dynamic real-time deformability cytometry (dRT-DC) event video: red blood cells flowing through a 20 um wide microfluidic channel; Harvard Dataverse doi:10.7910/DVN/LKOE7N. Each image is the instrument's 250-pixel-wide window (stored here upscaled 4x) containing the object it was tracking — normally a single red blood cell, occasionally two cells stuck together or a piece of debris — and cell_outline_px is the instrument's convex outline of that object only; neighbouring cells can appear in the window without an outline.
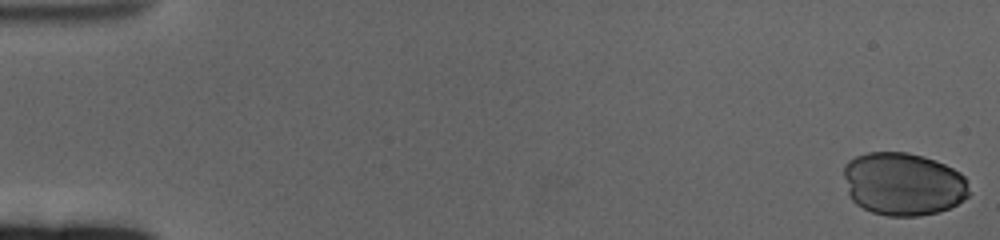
{"species": "human", "species_latin": "Homo sapiens", "temperature_condition": "cold", "stored_images_in_passage": 55, "camera_frame_rate_fps": 3000, "um_per_image_px": 0.085, "donor": {"sex": "female"}, "frame": {"image": 1, "passage_image": 1, "time_ms": 0.0, "image_size_px": [1000, 240], "cell_outline_px": [[968, 196], [956, 204], [948, 208], [936, 212], [920, 216], [888, 216], [872, 212], [856, 204], [852, 200], [848, 192], [844, 176], [844, 164], [848, 160], [856, 156], [868, 152], [908, 152], [924, 156], [936, 160], [960, 172], [968, 180]], "centroid_in_image_um": [76.77, 15.62], "position_along_channel_um": 8.2, "area_um2": 46.18}}
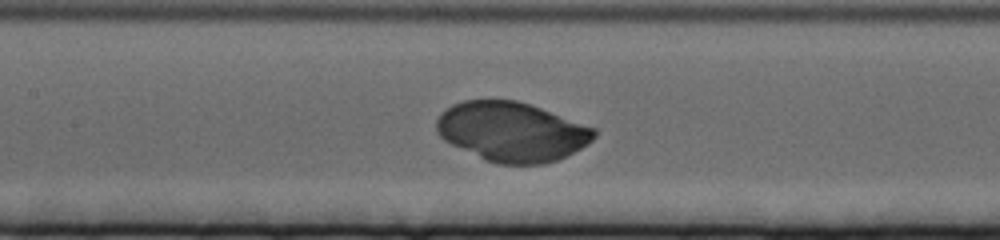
{"frame": {"image": 2, "passage_image": 30, "time_ms": 9.667, "image_size_px": [1000, 240], "cell_outline_px": [[596, 136], [588, 144], [556, 160], [544, 164], [496, 164], [484, 160], [444, 140], [436, 132], [436, 120], [452, 104], [464, 100], [516, 100], [540, 108], [596, 128]], "centroid_in_image_um": [43.49, 11.2], "position_along_channel_um": 163.9, "area_um2": 54.27}}
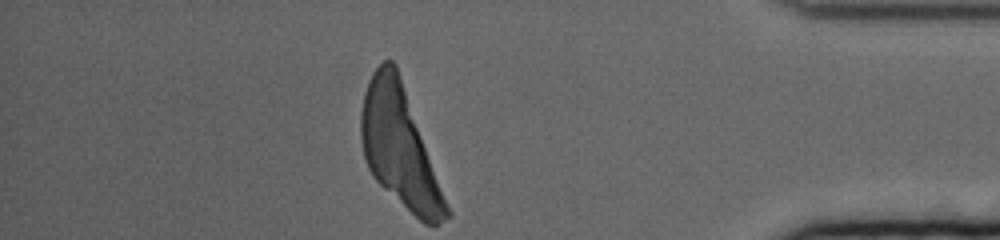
{"frame": {"image": 3, "passage_image": 55, "time_ms": 18.0, "image_size_px": [1000, 240], "cell_outline_px": [[452, 216], [436, 224], [424, 224], [384, 188], [372, 176], [368, 168], [364, 156], [360, 140], [360, 112], [364, 92], [368, 80], [372, 72], [384, 60], [392, 60], [396, 64], [452, 212]], "centroid_in_image_um": [33.97, 12.5], "position_along_channel_um": 401.2, "area_um2": 59.65}}